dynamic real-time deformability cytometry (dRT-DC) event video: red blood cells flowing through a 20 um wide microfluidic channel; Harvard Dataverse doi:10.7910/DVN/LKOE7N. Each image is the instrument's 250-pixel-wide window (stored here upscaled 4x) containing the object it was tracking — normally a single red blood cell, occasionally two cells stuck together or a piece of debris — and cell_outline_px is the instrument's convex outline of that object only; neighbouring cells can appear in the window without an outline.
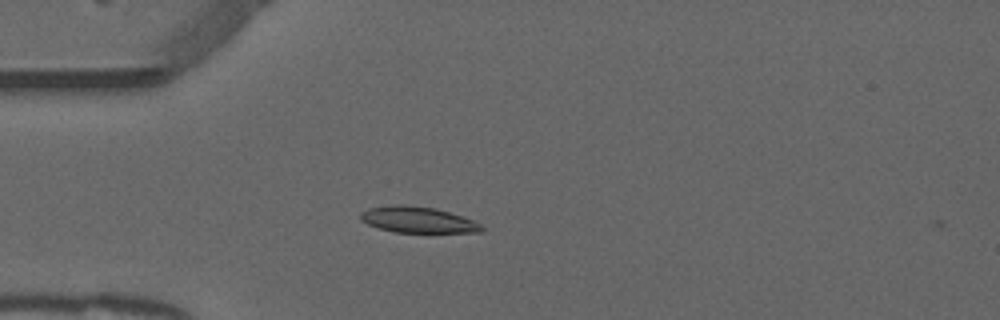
{"species": "common noctule bat (a hibernating species)", "species_latin": "Nyctalus noctula", "temperature_condition": "warm", "stored_images_in_passage": 3, "camera_frame_rate_fps": 3000, "um_per_image_px": 0.085, "animal": {"sex": "male", "forearm_length_mm": 52.5}, "frame": {"image": 1, "passage_image": 1, "time_ms": 0.0, "image_size_px": [1000, 320], "cell_outline_px": [[484, 232], [392, 232], [368, 224], [360, 220], [360, 212], [368, 208], [396, 204], [404, 204], [436, 208], [472, 220], [480, 224], [484, 228]], "centroid_in_image_um": [35.48, 18.67], "position_along_channel_um": 49.5, "area_um2": 18.32}}